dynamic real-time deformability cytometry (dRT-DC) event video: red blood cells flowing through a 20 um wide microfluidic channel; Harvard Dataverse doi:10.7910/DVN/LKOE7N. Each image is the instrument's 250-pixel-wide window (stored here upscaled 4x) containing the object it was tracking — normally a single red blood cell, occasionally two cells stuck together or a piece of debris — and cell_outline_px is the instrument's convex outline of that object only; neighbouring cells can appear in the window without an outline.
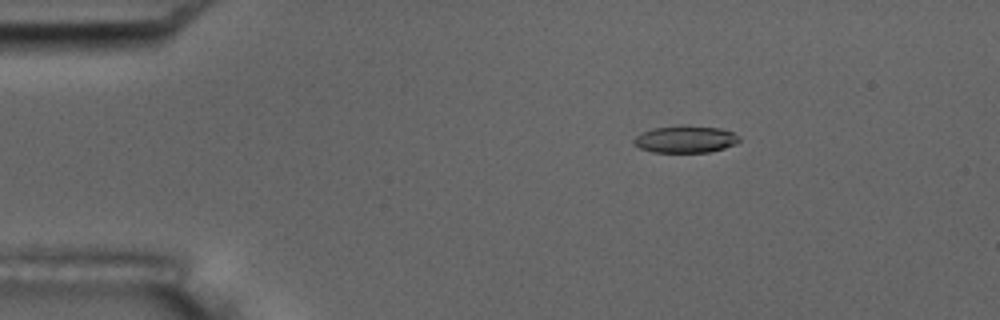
{"species": "common noctule bat (a hibernating species)", "species_latin": "Nyctalus noctula", "temperature_condition": "room temperature", "stored_images_in_passage": 4, "camera_frame_rate_fps": 3000, "um_per_image_px": 0.085, "animal": {"sex": "male", "body_mass_g": 17.5, "forearm_length_mm": 52.3}, "frame": {"image": 1, "passage_image": 2, "time_ms": 1.0, "image_size_px": [1000, 320], "cell_outline_px": [[740, 140], [736, 144], [724, 148], [708, 152], [652, 152], [640, 148], [632, 140], [640, 132], [652, 128], [680, 124], [720, 128], [732, 132], [740, 136]], "centroid_in_image_um": [58.25, 11.81], "position_along_channel_um": 26.7, "area_um2": 16.88}}